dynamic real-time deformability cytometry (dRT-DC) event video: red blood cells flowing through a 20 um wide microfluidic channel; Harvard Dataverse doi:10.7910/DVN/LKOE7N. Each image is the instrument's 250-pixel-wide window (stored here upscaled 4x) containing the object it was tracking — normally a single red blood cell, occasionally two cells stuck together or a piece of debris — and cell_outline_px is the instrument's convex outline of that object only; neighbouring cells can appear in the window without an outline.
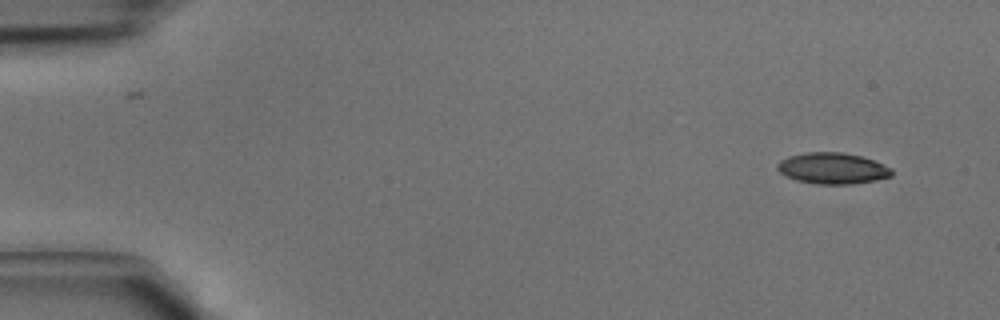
{"species": "common noctule bat (a hibernating species)", "species_latin": "Nyctalus noctula", "temperature_condition": "cold", "stored_images_in_passage": 4, "camera_frame_rate_fps": 3000, "um_per_image_px": 0.085, "animal": {"sex": "male", "body_mass_g": 15.6}, "frame": {"image": 1, "passage_image": 1, "time_ms": 0.0, "image_size_px": [1000, 320], "cell_outline_px": [[892, 176], [876, 180], [852, 184], [816, 184], [796, 180], [780, 172], [776, 168], [776, 164], [780, 160], [788, 156], [808, 152], [840, 152], [860, 156], [872, 160], [892, 168]], "centroid_in_image_um": [70.75, 14.31], "position_along_channel_um": 14.3, "area_um2": 20.69}}
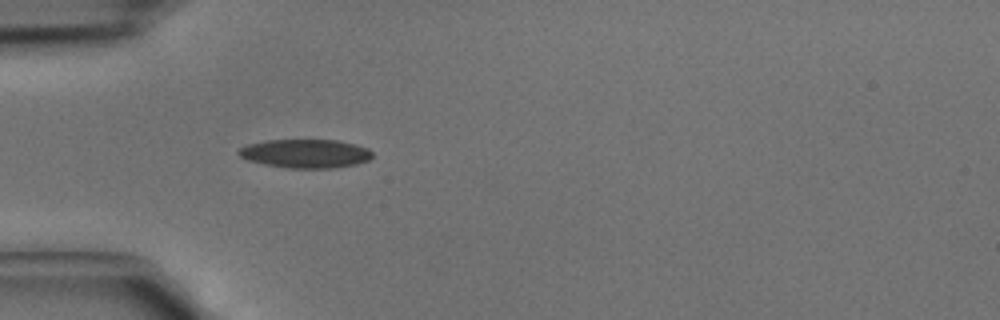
{"frame": {"image": 2, "passage_image": 4, "time_ms": 1.0, "image_size_px": [1000, 320], "cell_outline_px": [[372, 156], [368, 160], [356, 164], [332, 168], [288, 168], [264, 164], [248, 160], [240, 156], [236, 152], [240, 148], [248, 144], [264, 140], [336, 140], [368, 148], [372, 152]], "centroid_in_image_um": [25.94, 13.05], "position_along_channel_um": 59.1, "area_um2": 22.25}}